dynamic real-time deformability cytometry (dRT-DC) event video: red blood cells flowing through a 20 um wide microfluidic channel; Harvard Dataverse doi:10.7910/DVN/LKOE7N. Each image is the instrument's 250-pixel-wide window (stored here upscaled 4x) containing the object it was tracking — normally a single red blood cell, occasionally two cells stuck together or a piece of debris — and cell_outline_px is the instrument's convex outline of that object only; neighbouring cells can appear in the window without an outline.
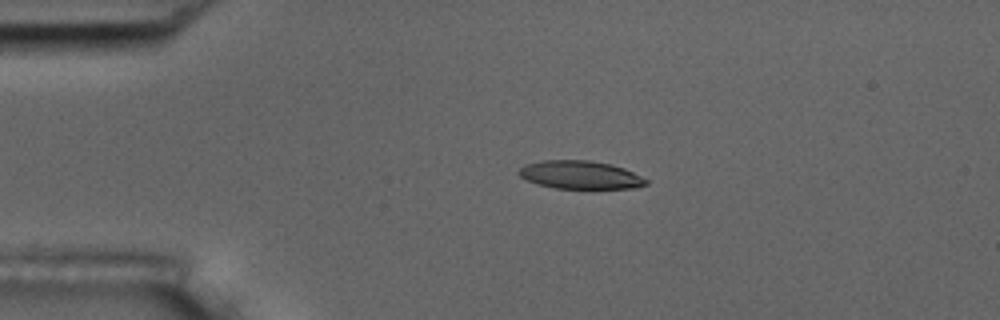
{"species": "common noctule bat (a hibernating species)", "species_latin": "Nyctalus noctula", "temperature_condition": "room temperature", "stored_images_in_passage": 5, "camera_frame_rate_fps": 3000, "um_per_image_px": 0.085, "animal": {"sex": "male", "body_mass_g": 17.5, "forearm_length_mm": 52.3}, "frame": {"image": 1, "passage_image": 4, "time_ms": 3.333, "image_size_px": [1000, 320], "cell_outline_px": [[648, 184], [636, 188], [592, 192], [556, 188], [540, 184], [528, 180], [520, 176], [516, 172], [524, 164], [544, 160], [588, 160], [612, 164], [624, 168], [648, 180]], "centroid_in_image_um": [49.39, 14.92], "position_along_channel_um": 35.6, "area_um2": 21.91}}